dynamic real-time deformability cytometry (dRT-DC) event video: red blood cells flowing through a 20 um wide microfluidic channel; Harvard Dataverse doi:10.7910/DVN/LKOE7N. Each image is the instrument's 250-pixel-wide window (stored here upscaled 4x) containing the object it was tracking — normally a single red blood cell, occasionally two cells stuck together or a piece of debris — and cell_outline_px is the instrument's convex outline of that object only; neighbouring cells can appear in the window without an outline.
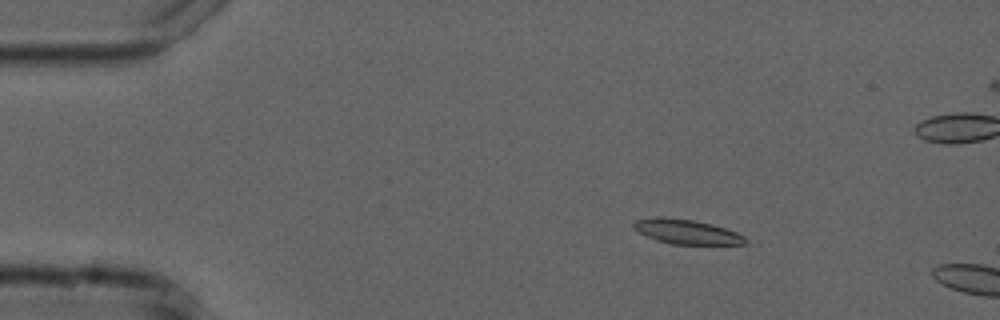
{"species": "common noctule bat (a hibernating species)", "species_latin": "Nyctalus noctula", "temperature_condition": "cold", "stored_images_in_passage": 5, "camera_frame_rate_fps": 3000, "um_per_image_px": 0.085, "animal": {"sex": "male", "forearm_length_mm": 52.5}, "frame": {"image": 1, "passage_image": 3, "time_ms": 2.333, "image_size_px": [1000, 320], "cell_outline_px": [[752, 240], [748, 244], [668, 244], [656, 240], [640, 232], [632, 224], [636, 220], [656, 216], [664, 216], [692, 220], [712, 224], [736, 232]], "centroid_in_image_um": [58.42, 19.7], "position_along_channel_um": 26.6, "area_um2": 16.07}}